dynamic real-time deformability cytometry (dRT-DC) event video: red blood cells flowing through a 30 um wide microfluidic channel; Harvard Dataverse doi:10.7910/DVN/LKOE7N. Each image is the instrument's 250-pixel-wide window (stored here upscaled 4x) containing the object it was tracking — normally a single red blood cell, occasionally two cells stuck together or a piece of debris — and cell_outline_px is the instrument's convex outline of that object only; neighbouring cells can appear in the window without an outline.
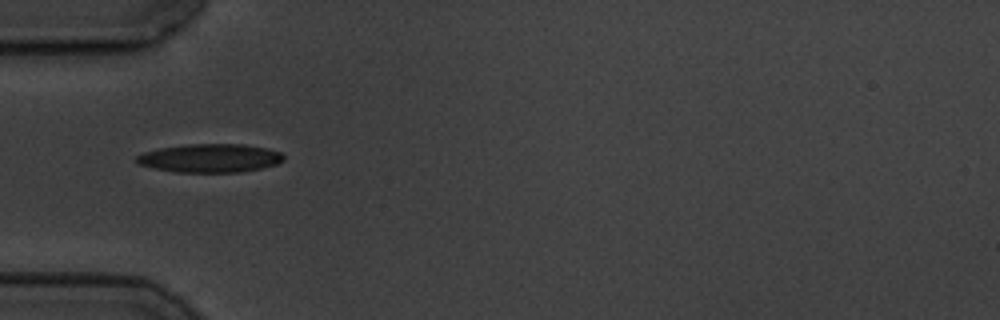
{"species": "common noctule bat (a hibernating species)", "species_latin": "Nyctalus noctula", "temperature_condition": "cold", "stored_images_in_passage": 15, "camera_frame_rate_fps": 3000, "um_per_image_px": 0.085, "animal": {"sex": "male", "body_mass_g": 19.5, "forearm_length_mm": 54.6}, "frame": {"image": 1, "passage_image": 5, "time_ms": 5.333, "image_size_px": [1000, 320], "cell_outline_px": [[284, 160], [276, 164], [260, 168], [240, 172], [176, 172], [156, 168], [140, 164], [136, 160], [136, 156], [144, 152], [160, 148], [188, 144], [244, 144], [268, 148], [280, 152], [284, 156]], "centroid_in_image_um": [17.89, 13.43], "position_along_channel_um": 67.1, "area_um2": 24.28}}
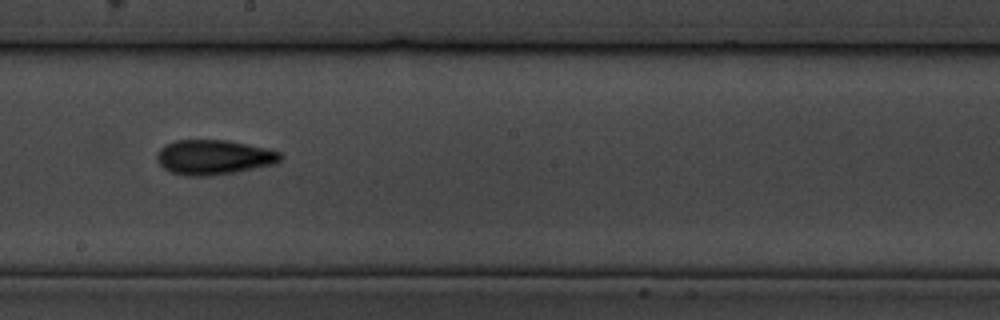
{"frame": {"image": 2, "passage_image": 9, "time_ms": 10.0, "image_size_px": [1000, 320], "cell_outline_px": [[284, 156], [276, 164], [236, 172], [208, 176], [184, 176], [172, 172], [164, 168], [156, 160], [156, 152], [160, 148], [176, 140], [228, 140], [264, 148], [280, 152]], "centroid_in_image_um": [18.17, 13.37], "position_along_channel_um": 230.0, "area_um2": 25.09}}
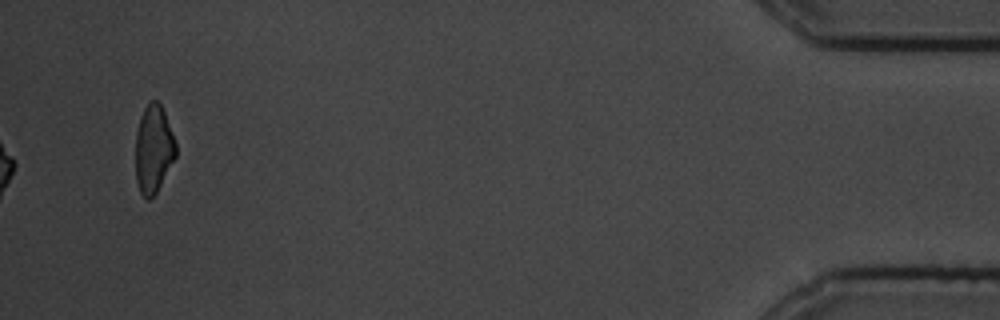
{"frame": {"image": 3, "passage_image": 15, "time_ms": 17.667, "image_size_px": [1000, 320], "cell_outline_px": [[176, 156], [156, 192], [148, 200], [140, 192], [136, 180], [136, 132], [140, 116], [148, 100], [156, 100], [160, 104], [164, 112], [176, 144]], "centroid_in_image_um": [13.03, 12.64], "position_along_channel_um": 422.2, "area_um2": 20.4}, "authors_computed_cell_mechanics": {"area_um2": 22.831, "velocity_mm_per_s": 3.5092, "shape_relaxation_time_tau1_ms": 3.8328, "shape_relaxation_time_tau2_ms": 3.3861, "deformation_change_tau1": 0.1267, "deformation_change_tau2": 0.0999}}